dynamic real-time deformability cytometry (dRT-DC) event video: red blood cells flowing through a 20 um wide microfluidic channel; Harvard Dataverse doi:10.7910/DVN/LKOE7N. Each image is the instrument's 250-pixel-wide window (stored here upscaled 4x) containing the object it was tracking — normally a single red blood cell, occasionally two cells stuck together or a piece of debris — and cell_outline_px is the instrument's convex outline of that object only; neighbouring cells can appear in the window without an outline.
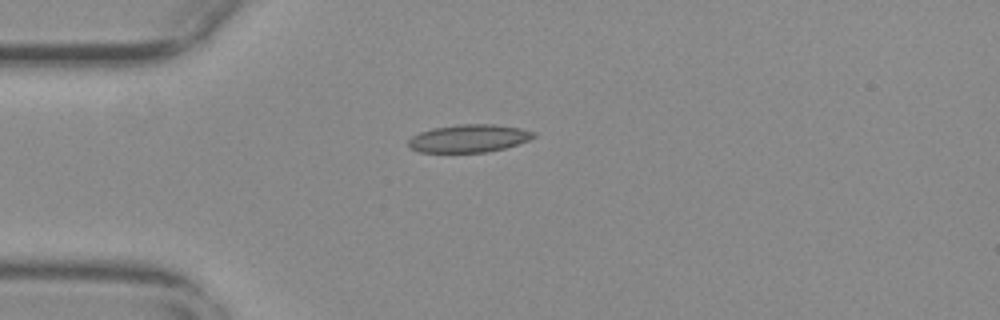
{"species": "common noctule bat (a hibernating species)", "species_latin": "Nyctalus noctula", "temperature_condition": "warm", "stored_images_in_passage": 42, "camera_frame_rate_fps": 3000, "um_per_image_px": 0.085, "animal": {"sex": "female", "body_mass_g": 29.2, "forearm_length_mm": 56.3}, "frame": {"image": 1, "passage_image": 1, "time_ms": 0.0, "image_size_px": [1000, 320], "cell_outline_px": [[536, 136], [528, 140], [504, 148], [488, 152], [420, 152], [412, 148], [408, 144], [408, 140], [412, 136], [420, 132], [432, 128], [460, 124], [492, 124], [520, 128], [536, 132]], "centroid_in_image_um": [39.86, 11.76], "position_along_channel_um": 45.1, "area_um2": 20.17}}
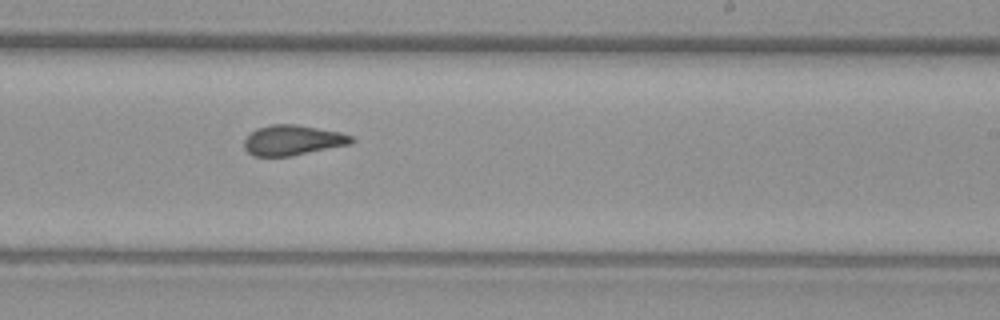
{"frame": {"image": 2, "passage_image": 20, "time_ms": 6.333, "image_size_px": [1000, 320], "cell_outline_px": [[356, 140], [352, 144], [288, 156], [252, 156], [244, 148], [244, 140], [256, 128], [272, 124], [296, 124], [340, 132], [352, 136]], "centroid_in_image_um": [24.89, 11.91], "position_along_channel_um": 264.1, "area_um2": 18.84}}
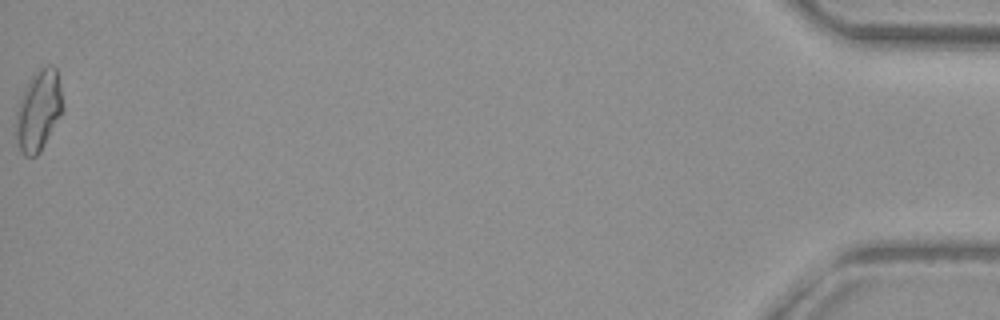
{"frame": {"image": 3, "passage_image": 42, "time_ms": 13.667, "image_size_px": [1000, 320], "cell_outline_px": [[64, 112], [40, 152], [36, 156], [24, 156], [20, 152], [16, 140], [16, 112], [20, 96], [32, 76], [40, 68], [48, 64], [52, 64], [56, 68], [64, 108]], "centroid_in_image_um": [3.28, 9.42], "position_along_channel_um": 431.9, "area_um2": 22.25}, "authors_computed_cell_mechanics": {"area_um2": 19.074, "velocity_mm_per_s": 3.7362, "shape_relaxation_time_tau1_ms": null, "shape_relaxation_time_tau2_ms": 1.4981, "deformation_change_tau1": null, "deformation_change_tau2": 0.091}}